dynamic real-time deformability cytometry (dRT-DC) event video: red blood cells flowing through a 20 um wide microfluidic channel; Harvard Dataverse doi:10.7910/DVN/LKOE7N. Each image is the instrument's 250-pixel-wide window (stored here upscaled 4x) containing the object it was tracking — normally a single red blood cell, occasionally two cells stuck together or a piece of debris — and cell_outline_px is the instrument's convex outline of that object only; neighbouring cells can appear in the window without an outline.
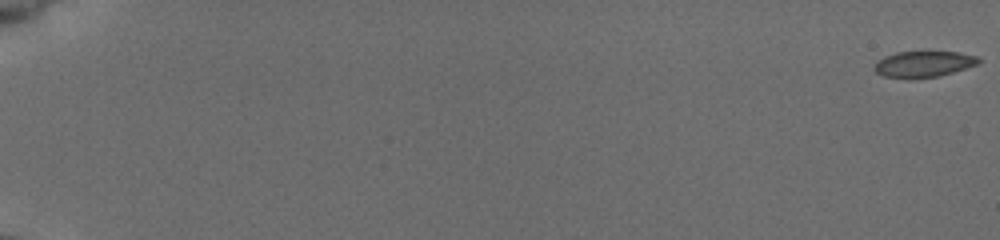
{"species": "common noctule bat (a hibernating species)", "species_latin": "Nyctalus noctula", "temperature_condition": "cold", "stored_images_in_passage": 57, "segment_of_instrument_passage": [1, 2], "camera_frame_rate_fps": 3000, "um_per_image_px": 0.085, "animal": {"sex": "female", "body_mass_g": 19.5, "forearm_length_mm": 54.1}, "frame": {"image": 1, "passage_image": 1, "time_ms": 0.0, "image_size_px": [1000, 240], "cell_outline_px": [[980, 60], [976, 64], [952, 72], [936, 76], [884, 76], [876, 72], [876, 64], [884, 56], [896, 52], [956, 52], [976, 56]], "centroid_in_image_um": [78.52, 5.4], "position_along_channel_um": 6.5, "area_um2": 14.8}}
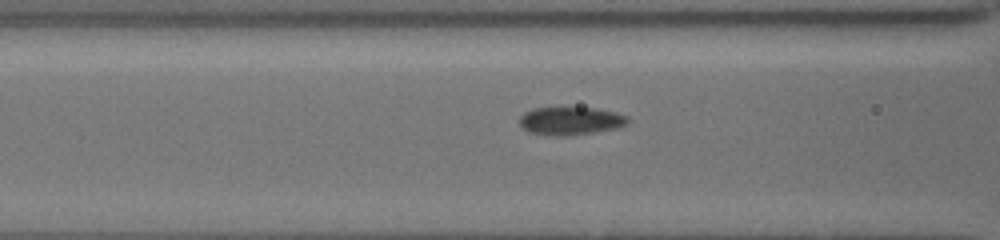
{"frame": {"image": 2, "passage_image": 26, "time_ms": 8.333, "image_size_px": [1000, 240], "cell_outline_px": [[628, 124], [616, 128], [592, 132], [560, 136], [528, 132], [520, 124], [520, 116], [524, 112], [536, 108], [596, 108], [616, 112], [628, 116]], "centroid_in_image_um": [48.51, 10.26], "position_along_channel_um": 118.1, "area_um2": 17.4}}
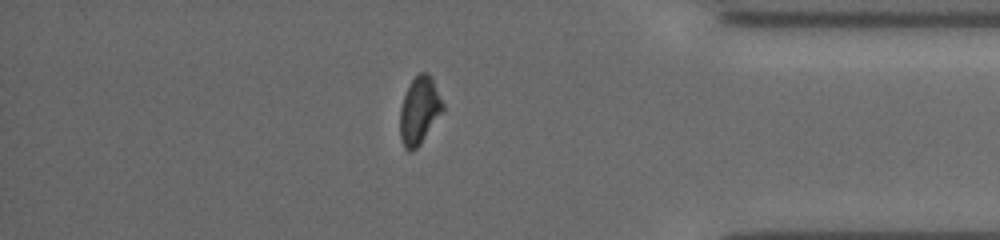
{"frame": {"image": 3, "passage_image": 49, "time_ms": 16.0, "image_size_px": [1000, 240], "cell_outline_px": [[444, 108], [420, 144], [412, 152], [408, 152], [404, 148], [400, 136], [400, 108], [404, 96], [412, 80], [420, 72], [428, 72], [432, 76], [444, 104]], "centroid_in_image_um": [35.64, 9.39], "position_along_channel_um": 399.6, "area_um2": 16.7}}